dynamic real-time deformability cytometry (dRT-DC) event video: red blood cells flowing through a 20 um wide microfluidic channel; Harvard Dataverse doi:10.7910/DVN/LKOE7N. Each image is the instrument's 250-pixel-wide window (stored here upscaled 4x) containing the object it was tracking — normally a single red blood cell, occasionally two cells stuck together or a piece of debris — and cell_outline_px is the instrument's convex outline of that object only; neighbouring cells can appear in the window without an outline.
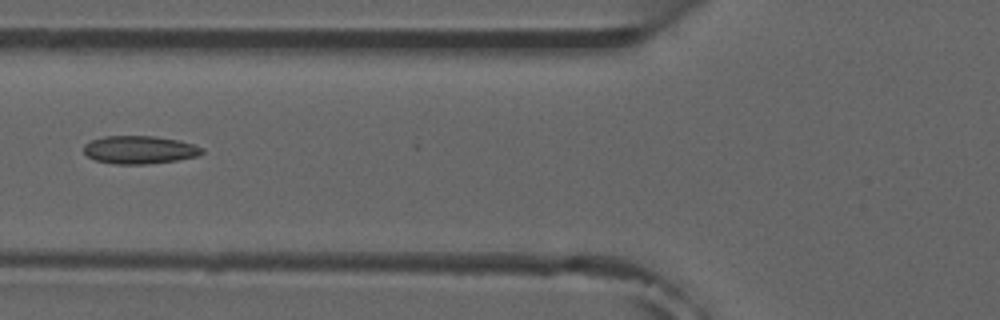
{"species": "common noctule bat (a hibernating species)", "species_latin": "Nyctalus noctula", "temperature_condition": "room temperature", "stored_images_in_passage": 7, "camera_frame_rate_fps": 3000, "um_per_image_px": 0.085, "animal": {"sex": "male", "forearm_length_mm": 52.5}, "frame": {"image": 1, "passage_image": 6, "time_ms": 6.0, "image_size_px": [1000, 320], "cell_outline_px": [[204, 152], [200, 156], [176, 160], [144, 164], [116, 164], [96, 160], [88, 156], [84, 152], [84, 144], [92, 140], [104, 136], [156, 136], [180, 140], [204, 148]], "centroid_in_image_um": [11.9, 12.72], "position_along_channel_um": 113.9, "area_um2": 19.31}}
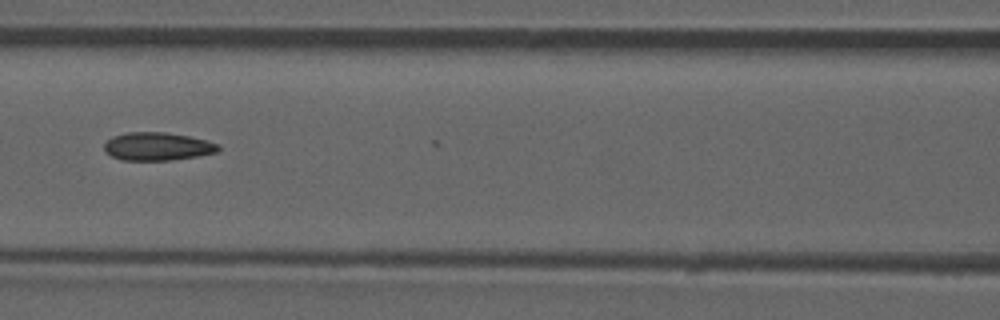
{"frame": {"image": 2, "passage_image": 7, "time_ms": 7.0, "image_size_px": [1000, 320], "cell_outline_px": [[220, 148], [216, 152], [196, 156], [172, 160], [120, 160], [112, 156], [104, 148], [104, 144], [112, 136], [128, 132], [164, 132], [188, 136], [220, 144]], "centroid_in_image_um": [13.37, 12.44], "position_along_channel_um": 153.2, "area_um2": 18.5}}